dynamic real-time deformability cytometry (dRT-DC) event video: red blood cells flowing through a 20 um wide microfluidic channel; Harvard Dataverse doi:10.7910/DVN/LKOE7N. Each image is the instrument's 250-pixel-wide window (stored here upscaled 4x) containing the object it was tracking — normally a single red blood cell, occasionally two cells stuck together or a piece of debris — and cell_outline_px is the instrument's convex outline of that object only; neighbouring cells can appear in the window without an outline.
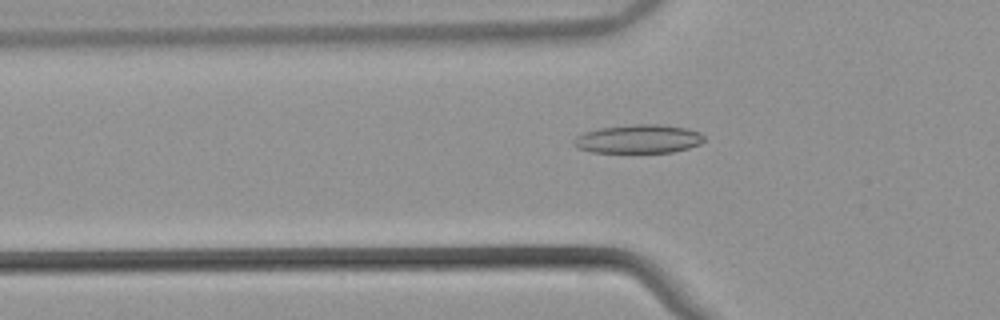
{"species": "common noctule bat (a hibernating species)", "species_latin": "Nyctalus noctula", "temperature_condition": "warm", "stored_images_in_passage": 53, "camera_frame_rate_fps": 3000, "um_per_image_px": 0.085, "animal": {"sex": "male", "body_mass_g": 21.5, "forearm_length_mm": 52.0}, "frame": {"image": 1, "passage_image": 18, "time_ms": 5.667, "image_size_px": [1000, 320], "cell_outline_px": [[704, 140], [700, 144], [688, 148], [672, 152], [592, 152], [576, 148], [572, 144], [572, 140], [576, 136], [584, 132], [600, 128], [632, 124], [660, 124], [688, 128], [700, 132], [704, 136]], "centroid_in_image_um": [54.25, 11.8], "position_along_channel_um": 71.5, "area_um2": 21.91}}
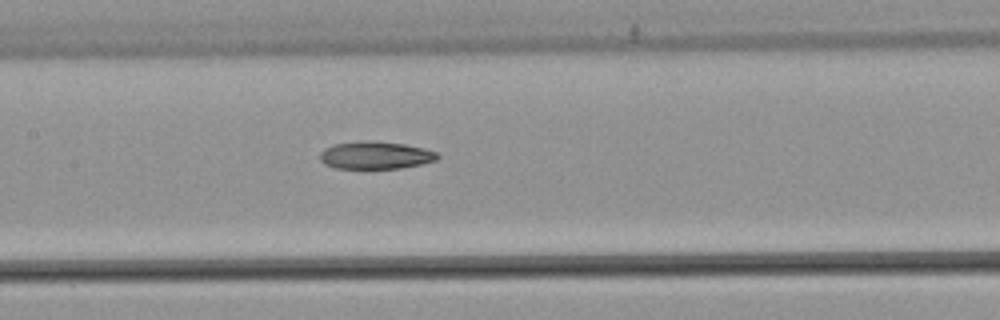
{"frame": {"image": 2, "passage_image": 26, "time_ms": 8.333, "image_size_px": [1000, 320], "cell_outline_px": [[440, 156], [436, 160], [420, 164], [400, 168], [336, 168], [324, 164], [320, 160], [320, 152], [324, 148], [336, 144], [404, 144], [424, 148], [436, 152]], "centroid_in_image_um": [31.94, 13.25], "position_along_channel_um": 175.5, "area_um2": 17.74}}
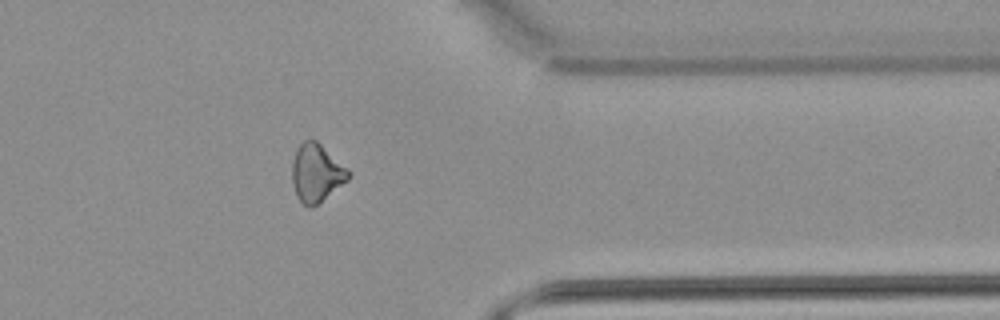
{"frame": {"image": 3, "passage_image": 43, "time_ms": 14.0, "image_size_px": [1000, 320], "cell_outline_px": [[352, 176], [348, 180], [312, 208], [308, 208], [300, 200], [292, 184], [292, 160], [296, 148], [304, 140], [316, 140], [348, 168]], "centroid_in_image_um": [26.9, 14.69], "position_along_channel_um": 384.5, "area_um2": 19.02}, "authors_computed_cell_mechanics": {"area_um2": 19.941, "velocity_mm_per_s": 3.8845, "shape_relaxation_time_tau1_ms": null, "shape_relaxation_time_tau2_ms": 10.9371, "deformation_change_tau1": null, "deformation_change_tau2": 0.2229}}